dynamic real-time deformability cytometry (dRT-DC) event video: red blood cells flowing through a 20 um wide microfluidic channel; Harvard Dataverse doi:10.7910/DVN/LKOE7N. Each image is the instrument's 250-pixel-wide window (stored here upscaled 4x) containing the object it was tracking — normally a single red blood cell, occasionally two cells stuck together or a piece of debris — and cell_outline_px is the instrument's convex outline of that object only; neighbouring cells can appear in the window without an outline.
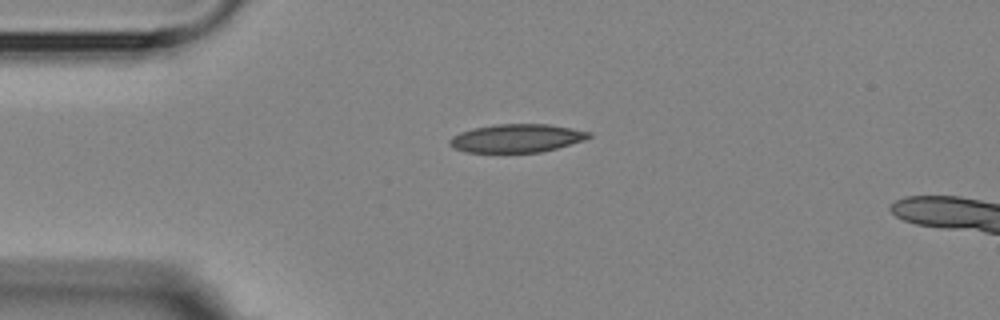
{"species": "Egyptian fruit bat (a non-hibernating species)", "species_latin": "Rousettus aegyptiacus", "temperature_condition": "room temperature", "stored_images_in_passage": 5, "camera_frame_rate_fps": 3000, "um_per_image_px": 0.085, "animal": {"sex": "female"}, "frame": {"image": 1, "passage_image": 5, "time_ms": 4.667, "image_size_px": [1000, 320], "cell_outline_px": [[592, 136], [584, 140], [556, 148], [540, 152], [464, 152], [452, 148], [448, 144], [448, 140], [452, 136], [460, 132], [472, 128], [496, 124], [548, 124], [572, 128], [592, 132]], "centroid_in_image_um": [43.88, 11.74], "position_along_channel_um": 41.1, "area_um2": 23.06}}